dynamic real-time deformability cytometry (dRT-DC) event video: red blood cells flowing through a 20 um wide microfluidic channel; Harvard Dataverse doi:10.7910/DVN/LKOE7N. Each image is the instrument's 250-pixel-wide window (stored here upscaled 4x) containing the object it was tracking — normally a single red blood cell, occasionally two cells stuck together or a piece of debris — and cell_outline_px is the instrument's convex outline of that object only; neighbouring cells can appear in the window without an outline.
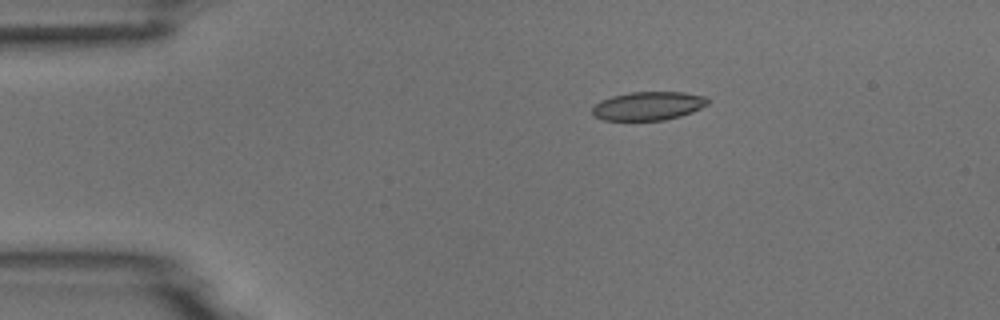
{"species": "common noctule bat (a hibernating species)", "species_latin": "Nyctalus noctula", "temperature_condition": "room temperature", "stored_images_in_passage": 5, "camera_frame_rate_fps": 3000, "um_per_image_px": 0.085, "animal": {"sex": "male", "body_mass_g": 18.8}, "frame": {"image": 1, "passage_image": 1, "time_ms": 0.0, "image_size_px": [1000, 320], "cell_outline_px": [[708, 104], [692, 112], [680, 116], [664, 120], [604, 120], [592, 116], [592, 108], [600, 100], [612, 96], [628, 92], [684, 92], [708, 96]], "centroid_in_image_um": [55.1, 9.0], "position_along_channel_um": 29.9, "area_um2": 19.36}}
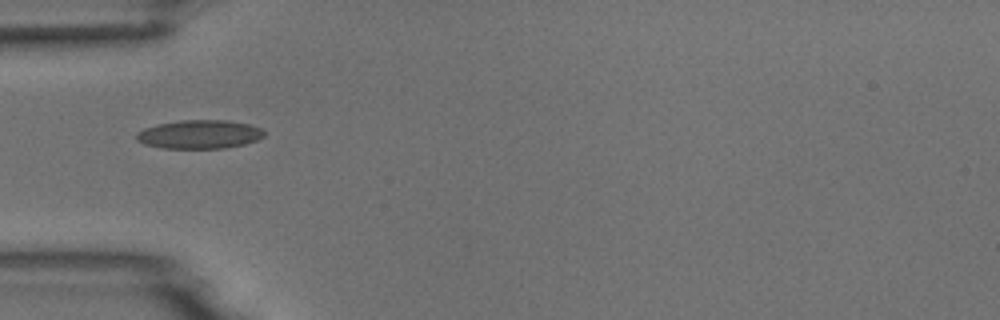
{"frame": {"image": 2, "passage_image": 3, "time_ms": 2.333, "image_size_px": [1000, 320], "cell_outline_px": [[264, 136], [256, 140], [244, 144], [224, 148], [164, 148], [144, 144], [136, 140], [136, 132], [144, 128], [156, 124], [180, 120], [228, 120], [248, 124], [260, 128], [264, 132]], "centroid_in_image_um": [16.91, 11.41], "position_along_channel_um": 68.1, "area_um2": 21.33}}